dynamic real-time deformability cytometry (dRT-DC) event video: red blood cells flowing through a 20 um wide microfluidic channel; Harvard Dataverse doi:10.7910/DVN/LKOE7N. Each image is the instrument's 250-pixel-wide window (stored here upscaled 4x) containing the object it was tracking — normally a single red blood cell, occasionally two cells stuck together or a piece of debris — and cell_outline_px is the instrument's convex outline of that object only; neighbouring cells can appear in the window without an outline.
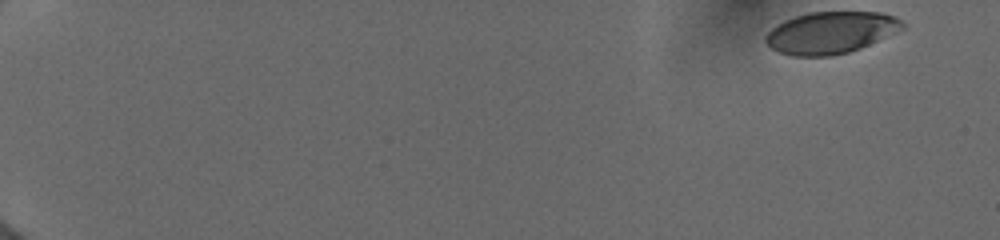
{"species": "human", "species_latin": "Homo sapiens", "temperature_condition": "cold", "stored_images_in_passage": 64, "camera_frame_rate_fps": 3000, "um_per_image_px": 0.085, "donor": {"sex": "female"}, "frame": {"image": 1, "passage_image": 1, "time_ms": 0.0, "image_size_px": [1000, 240], "cell_outline_px": [[904, 28], [896, 32], [860, 48], [848, 52], [832, 56], [792, 56], [780, 52], [772, 48], [764, 40], [764, 36], [776, 24], [784, 20], [808, 12], [884, 12], [896, 16], [904, 24]], "centroid_in_image_um": [70.6, 2.76], "position_along_channel_um": 14.4, "area_um2": 33.41}}
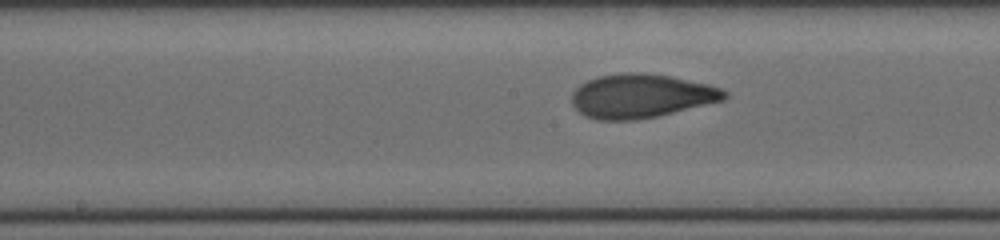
{"frame": {"image": 2, "passage_image": 36, "time_ms": 9.333, "image_size_px": [1000, 240], "cell_outline_px": [[728, 96], [724, 100], [656, 116], [636, 120], [596, 120], [584, 116], [572, 104], [572, 92], [580, 84], [588, 80], [600, 76], [624, 72], [644, 72], [668, 76], [708, 84], [724, 88], [728, 92]], "centroid_in_image_um": [54.49, 8.15], "position_along_channel_um": 193.7, "area_um2": 39.07}}
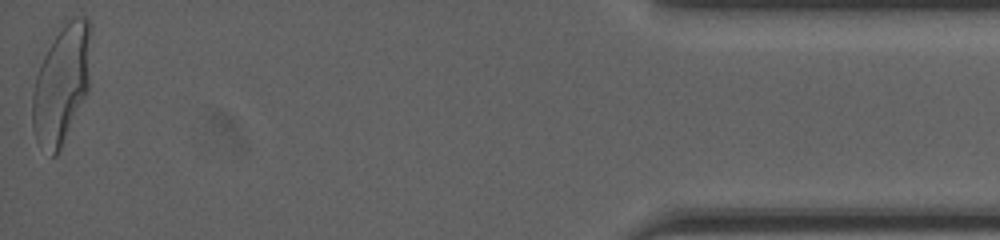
{"frame": {"image": 3, "passage_image": 63, "time_ms": 17.0, "image_size_px": [1000, 240], "cell_outline_px": [[92, 24], [88, 92], [56, 156], [52, 156], [36, 140], [32, 128], [32, 96], [36, 76], [40, 64], [48, 48], [56, 36], [76, 16], [84, 16]], "centroid_in_image_um": [5.25, 7.17], "position_along_channel_um": 430.0, "area_um2": 39.82}, "authors_computed_cell_mechanics": {"area_um2": 37.2232, "velocity_mm_per_s": 3.9764, "shape_relaxation_time_tau1_ms": 7.442, "shape_relaxation_time_tau2_ms": 0.7717, "deformation_change_tau1": 0.2474, "deformation_change_tau2": 0.0689}}